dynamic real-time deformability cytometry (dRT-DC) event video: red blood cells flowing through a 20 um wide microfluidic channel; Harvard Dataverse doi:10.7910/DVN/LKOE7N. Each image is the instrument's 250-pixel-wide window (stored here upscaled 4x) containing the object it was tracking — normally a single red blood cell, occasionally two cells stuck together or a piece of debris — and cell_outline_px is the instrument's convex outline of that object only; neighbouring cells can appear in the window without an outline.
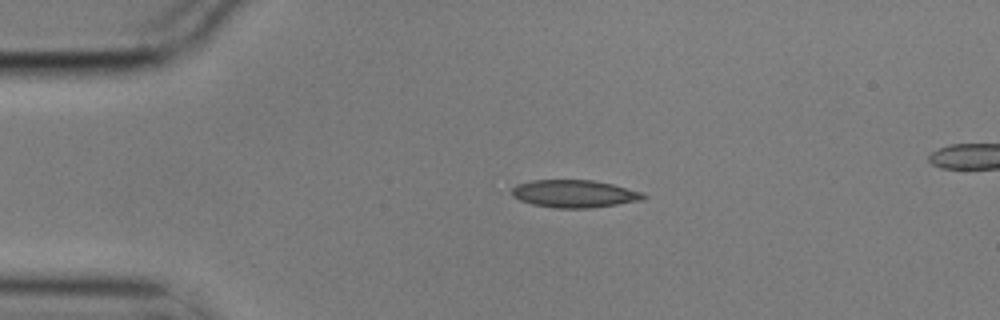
{"species": "common noctule bat (a hibernating species)", "species_latin": "Nyctalus noctula", "temperature_condition": "cold", "stored_images_in_passage": 4, "camera_frame_rate_fps": 3000, "um_per_image_px": 0.085, "animal": {"sex": "male", "body_mass_g": 17.9}, "frame": {"image": 1, "passage_image": 2, "time_ms": 0.333, "image_size_px": [1000, 320], "cell_outline_px": [[648, 196], [644, 200], [592, 208], [552, 208], [532, 204], [520, 200], [512, 196], [512, 188], [516, 184], [532, 180], [592, 180], [612, 184], [644, 192]], "centroid_in_image_um": [48.85, 16.47], "position_along_channel_um": 36.2, "area_um2": 21.39}}